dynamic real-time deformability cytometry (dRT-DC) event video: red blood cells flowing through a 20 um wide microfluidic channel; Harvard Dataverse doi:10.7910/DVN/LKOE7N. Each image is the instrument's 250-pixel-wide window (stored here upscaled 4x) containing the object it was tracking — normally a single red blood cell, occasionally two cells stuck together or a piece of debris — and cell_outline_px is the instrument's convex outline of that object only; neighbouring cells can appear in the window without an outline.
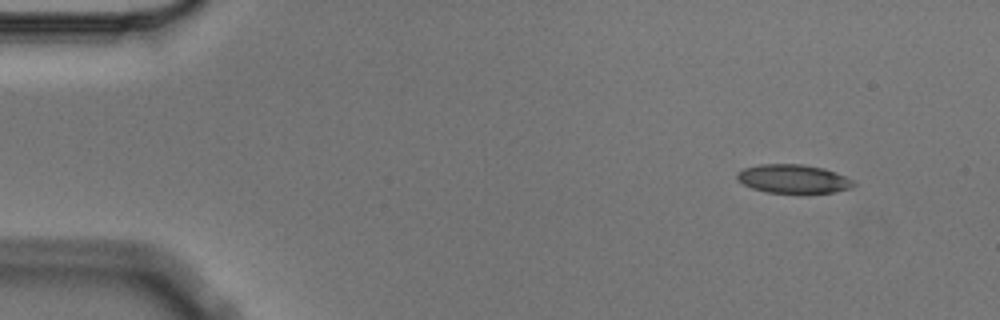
{"species": "Egyptian fruit bat (a non-hibernating species)", "species_latin": "Rousettus aegyptiacus", "temperature_condition": "cold", "stored_images_in_passage": 4, "camera_frame_rate_fps": 3000, "um_per_image_px": 0.085, "animal": {"sex": "male"}, "frame": {"image": 1, "passage_image": 1, "time_ms": 0.0, "image_size_px": [1000, 320], "cell_outline_px": [[856, 184], [852, 188], [832, 192], [800, 196], [764, 192], [752, 188], [736, 180], [736, 172], [744, 168], [760, 164], [804, 164], [824, 168], [836, 172], [856, 180]], "centroid_in_image_um": [67.46, 15.25], "position_along_channel_um": 17.5, "area_um2": 20.58}}
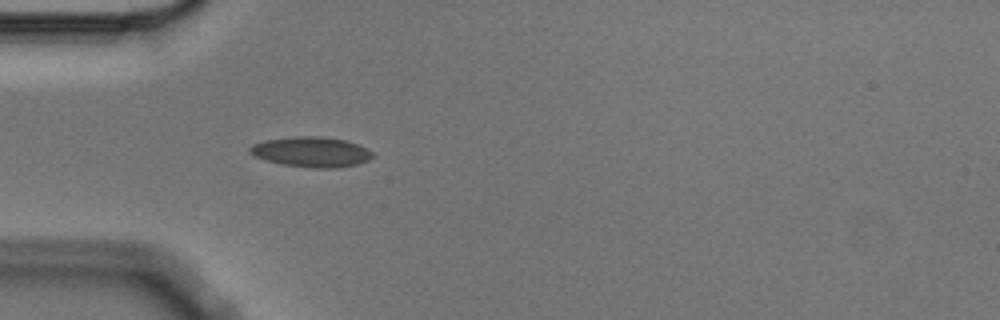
{"frame": {"image": 2, "passage_image": 4, "time_ms": 1.0, "image_size_px": [1000, 320], "cell_outline_px": [[372, 156], [368, 160], [356, 164], [336, 168], [312, 168], [284, 164], [264, 160], [248, 152], [248, 148], [252, 144], [264, 140], [296, 136], [320, 136], [344, 140], [356, 144], [372, 152]], "centroid_in_image_um": [26.4, 12.91], "position_along_channel_um": 58.6, "area_um2": 21.39}}